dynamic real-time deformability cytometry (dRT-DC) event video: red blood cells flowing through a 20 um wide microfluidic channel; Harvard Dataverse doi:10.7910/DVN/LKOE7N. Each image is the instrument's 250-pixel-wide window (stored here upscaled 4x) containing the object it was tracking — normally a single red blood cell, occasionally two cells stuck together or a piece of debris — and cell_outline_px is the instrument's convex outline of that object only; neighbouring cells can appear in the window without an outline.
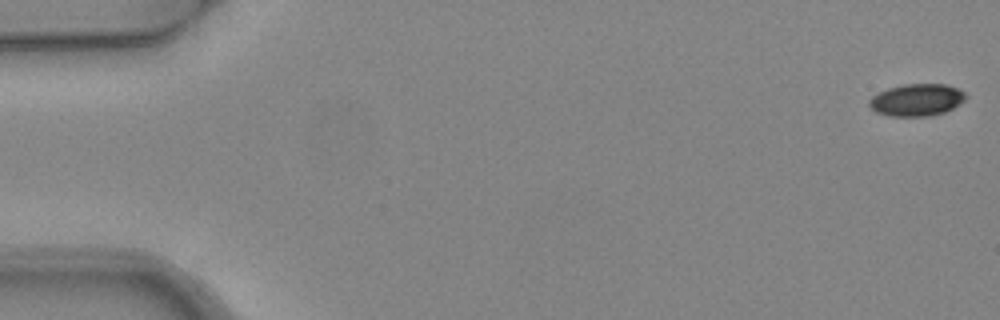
{"species": "common noctule bat (a hibernating species)", "species_latin": "Nyctalus noctula", "temperature_condition": "warm", "stored_images_in_passage": 5, "camera_frame_rate_fps": 3000, "um_per_image_px": 0.085, "animal": {"sex": "female", "body_mass_g": 24.6, "forearm_length_mm": 56.2}, "frame": {"image": 1, "passage_image": 1, "time_ms": 0.0, "image_size_px": [1000, 320], "cell_outline_px": [[968, 96], [960, 104], [944, 112], [932, 116], [888, 116], [876, 112], [868, 104], [868, 100], [872, 96], [888, 88], [904, 84], [944, 84], [956, 88], [964, 92]], "centroid_in_image_um": [77.92, 8.5], "position_along_channel_um": 7.1, "area_um2": 18.09}}
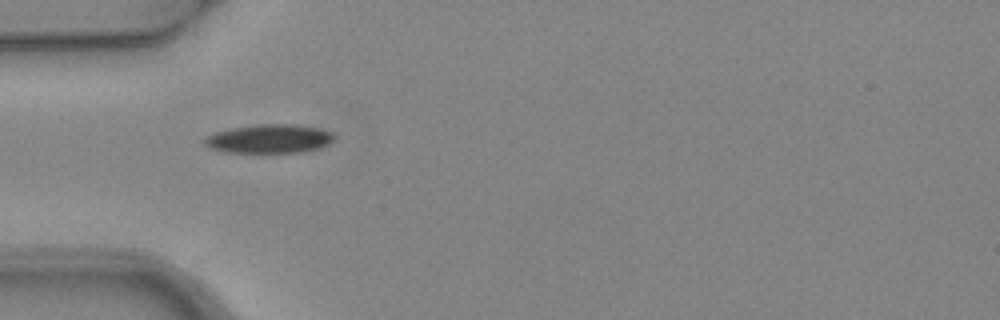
{"frame": {"image": 2, "passage_image": 4, "time_ms": 1.0, "image_size_px": [1000, 320], "cell_outline_px": [[336, 136], [328, 144], [320, 148], [300, 152], [224, 152], [208, 148], [204, 144], [204, 136], [216, 132], [232, 128], [260, 124], [296, 124], [320, 128], [332, 132]], "centroid_in_image_um": [22.89, 11.79], "position_along_channel_um": 62.1, "area_um2": 21.85}}
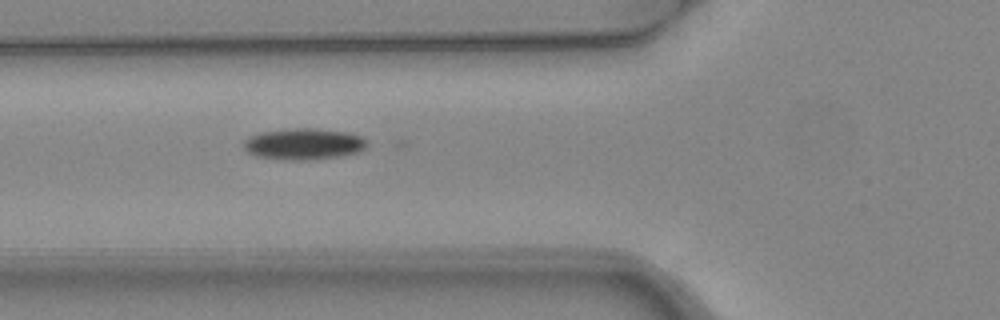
{"frame": {"image": 3, "passage_image": 5, "time_ms": 1.333, "image_size_px": [1000, 320], "cell_outline_px": [[368, 144], [360, 152], [340, 156], [304, 160], [284, 160], [256, 156], [248, 152], [244, 148], [244, 140], [248, 136], [260, 132], [292, 128], [316, 128], [348, 132], [364, 136], [368, 140]], "centroid_in_image_um": [25.84, 12.23], "position_along_channel_um": 100.0, "area_um2": 22.83}}